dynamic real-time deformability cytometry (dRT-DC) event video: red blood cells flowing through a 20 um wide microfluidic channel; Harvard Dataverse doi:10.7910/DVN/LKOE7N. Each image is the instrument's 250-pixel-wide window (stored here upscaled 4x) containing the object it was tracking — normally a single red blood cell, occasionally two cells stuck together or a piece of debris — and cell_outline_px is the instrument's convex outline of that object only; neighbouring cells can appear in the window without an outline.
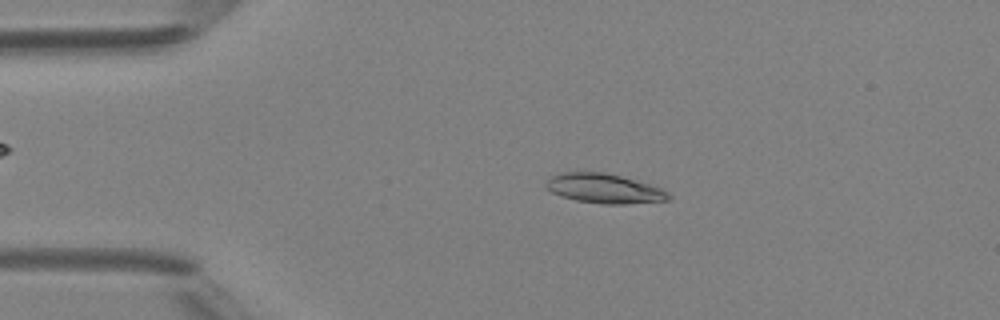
{"species": "Egyptian fruit bat (a non-hibernating species)", "species_latin": "Rousettus aegyptiacus", "temperature_condition": "room temperature", "stored_images_in_passage": 2, "camera_frame_rate_fps": 3000, "um_per_image_px": 0.085, "animal": {"sex": "female"}, "frame": {"image": 1, "passage_image": 1, "time_ms": 0.0, "image_size_px": [1000, 320], "cell_outline_px": [[672, 196], [668, 200], [624, 204], [604, 204], [576, 200], [560, 196], [552, 192], [544, 184], [552, 176], [560, 172], [604, 172], [620, 176], [648, 184], [660, 188], [668, 192]], "centroid_in_image_um": [51.34, 16.02], "position_along_channel_um": 33.7, "area_um2": 20.87}}